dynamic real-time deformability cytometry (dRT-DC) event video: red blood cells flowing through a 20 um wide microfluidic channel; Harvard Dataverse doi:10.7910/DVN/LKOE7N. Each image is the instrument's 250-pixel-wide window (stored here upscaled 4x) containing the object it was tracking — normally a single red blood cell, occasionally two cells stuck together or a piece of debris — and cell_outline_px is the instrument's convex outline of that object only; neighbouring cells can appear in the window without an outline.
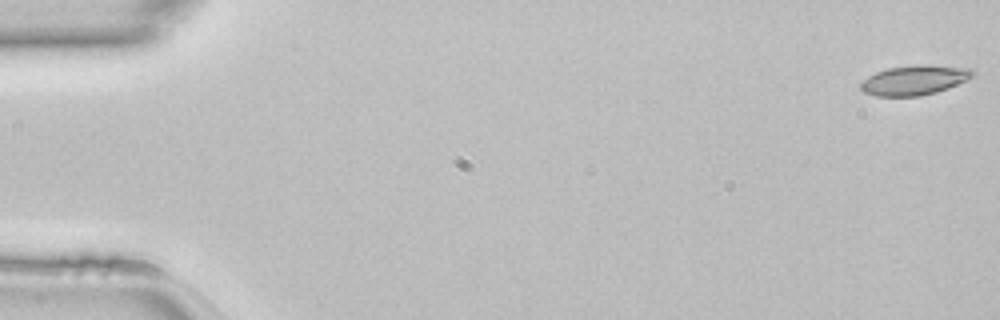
{"species": "common noctule bat (a hibernating species)", "species_latin": "Nyctalus noctula", "temperature_condition": "room temperature", "stored_images_in_passage": 48, "camera_frame_rate_fps": 3000, "um_per_image_px": 0.085, "animal": {"sex": "female", "body_mass_g": 22.7, "forearm_length_mm": 54.2}, "frame": {"image": 1, "passage_image": 1, "time_ms": 0.0, "image_size_px": [1000, 320], "cell_outline_px": [[976, 72], [972, 76], [948, 88], [936, 92], [920, 96], [876, 96], [864, 92], [860, 88], [860, 84], [868, 76], [876, 72], [888, 68], [920, 64], [924, 64], [972, 68]], "centroid_in_image_um": [77.72, 6.8], "position_along_channel_um": 7.3, "area_um2": 19.31}}
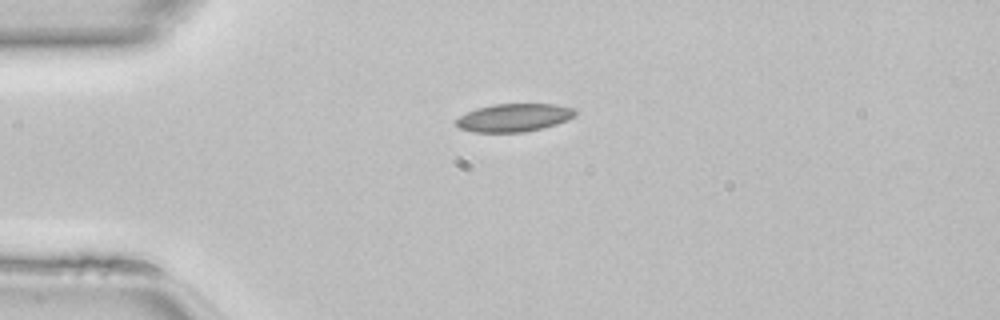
{"frame": {"image": 2, "passage_image": 12, "time_ms": 3.667, "image_size_px": [1000, 320], "cell_outline_px": [[576, 116], [568, 120], [556, 124], [524, 132], [472, 132], [460, 128], [456, 124], [456, 120], [460, 116], [476, 108], [492, 104], [556, 104], [576, 108]], "centroid_in_image_um": [43.72, 9.99], "position_along_channel_um": 41.3, "area_um2": 19.48}}
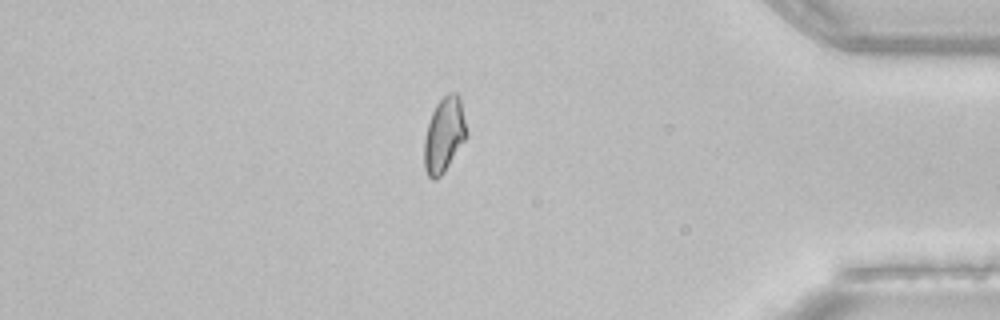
{"frame": {"image": 3, "passage_image": 41, "time_ms": 13.333, "image_size_px": [1000, 320], "cell_outline_px": [[468, 136], [444, 172], [436, 180], [432, 180], [428, 176], [424, 168], [424, 140], [428, 124], [432, 112], [436, 104], [448, 92], [456, 92], [460, 96], [468, 132]], "centroid_in_image_um": [37.77, 11.46], "position_along_channel_um": 397.4, "area_um2": 18.73}}